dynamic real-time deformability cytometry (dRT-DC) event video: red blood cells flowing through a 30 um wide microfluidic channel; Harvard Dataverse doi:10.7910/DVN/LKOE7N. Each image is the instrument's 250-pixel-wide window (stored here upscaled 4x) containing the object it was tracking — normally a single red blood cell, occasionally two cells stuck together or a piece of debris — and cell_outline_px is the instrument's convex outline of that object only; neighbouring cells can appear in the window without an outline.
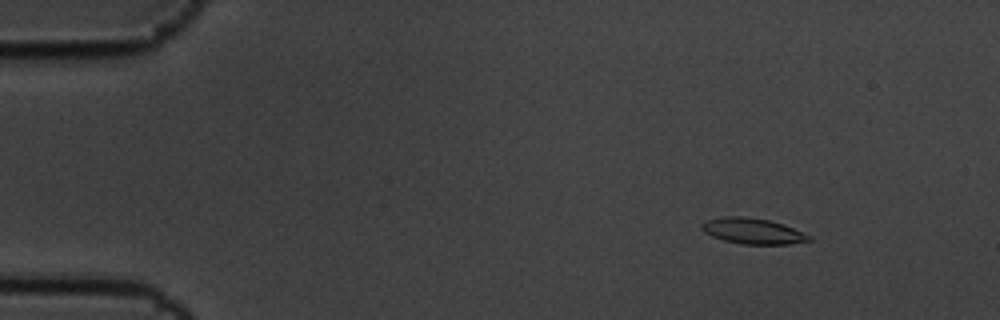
{"species": "common noctule bat (a hibernating species)", "species_latin": "Nyctalus noctula", "temperature_condition": "cold", "stored_images_in_passage": 4, "camera_frame_rate_fps": 3000, "um_per_image_px": 0.085, "animal": {"sex": "male", "body_mass_g": 19.5, "forearm_length_mm": 54.6}, "frame": {"image": 1, "passage_image": 1, "time_ms": 0.0, "image_size_px": [1000, 320], "cell_outline_px": [[812, 240], [788, 244], [740, 244], [724, 240], [712, 236], [704, 232], [700, 228], [700, 224], [708, 220], [724, 216], [744, 216], [768, 220], [784, 224], [812, 236]], "centroid_in_image_um": [63.98, 19.64], "position_along_channel_um": 21.0, "area_um2": 16.13}}